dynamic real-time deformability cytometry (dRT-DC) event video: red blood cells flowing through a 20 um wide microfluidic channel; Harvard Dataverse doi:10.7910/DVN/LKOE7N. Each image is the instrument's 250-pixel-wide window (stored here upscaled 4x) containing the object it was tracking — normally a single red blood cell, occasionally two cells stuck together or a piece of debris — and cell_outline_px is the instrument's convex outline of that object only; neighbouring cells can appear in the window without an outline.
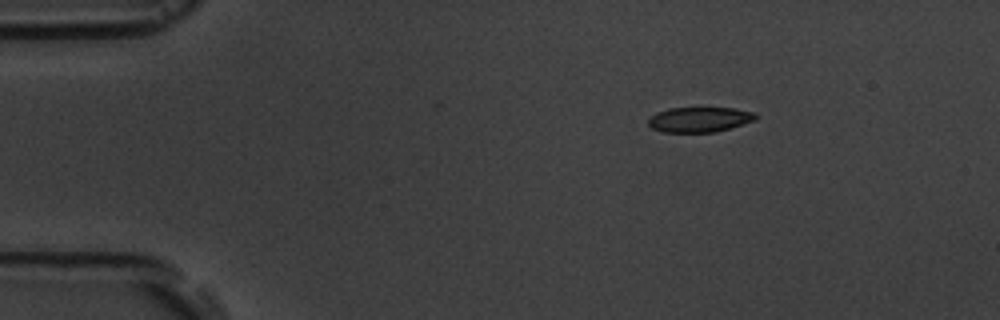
{"species": "common noctule bat (a hibernating species)", "species_latin": "Nyctalus noctula", "temperature_condition": "room temperature", "stored_images_in_passage": 4, "camera_frame_rate_fps": 3000, "um_per_image_px": 0.085, "animal": {"sex": "male", "body_mass_g": 19.5, "forearm_length_mm": 54.6}, "frame": {"image": 1, "passage_image": 1, "time_ms": 0.0, "image_size_px": [1000, 320], "cell_outline_px": [[756, 120], [716, 132], [664, 132], [652, 128], [648, 124], [648, 120], [656, 112], [668, 108], [732, 108], [756, 112]], "centroid_in_image_um": [59.46, 10.16], "position_along_channel_um": 25.5, "area_um2": 15.66}}
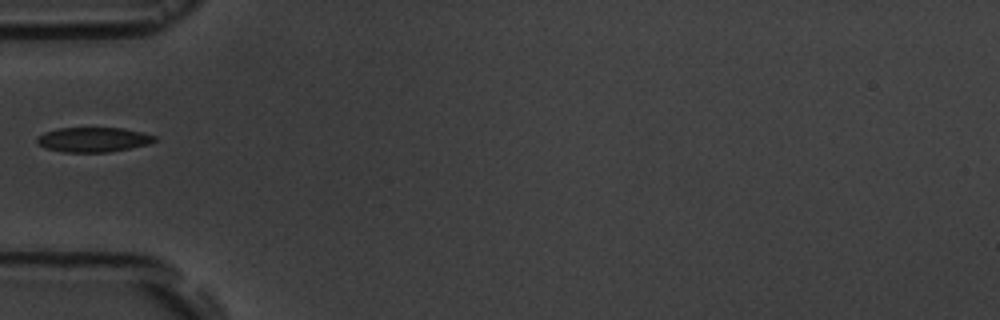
{"frame": {"image": 2, "passage_image": 4, "time_ms": 3.333, "image_size_px": [1000, 320], "cell_outline_px": [[156, 140], [148, 144], [108, 152], [64, 152], [44, 148], [36, 144], [36, 140], [44, 132], [56, 128], [124, 128], [156, 136]], "centroid_in_image_um": [7.88, 11.87], "position_along_channel_um": 77.1, "area_um2": 16.88}}